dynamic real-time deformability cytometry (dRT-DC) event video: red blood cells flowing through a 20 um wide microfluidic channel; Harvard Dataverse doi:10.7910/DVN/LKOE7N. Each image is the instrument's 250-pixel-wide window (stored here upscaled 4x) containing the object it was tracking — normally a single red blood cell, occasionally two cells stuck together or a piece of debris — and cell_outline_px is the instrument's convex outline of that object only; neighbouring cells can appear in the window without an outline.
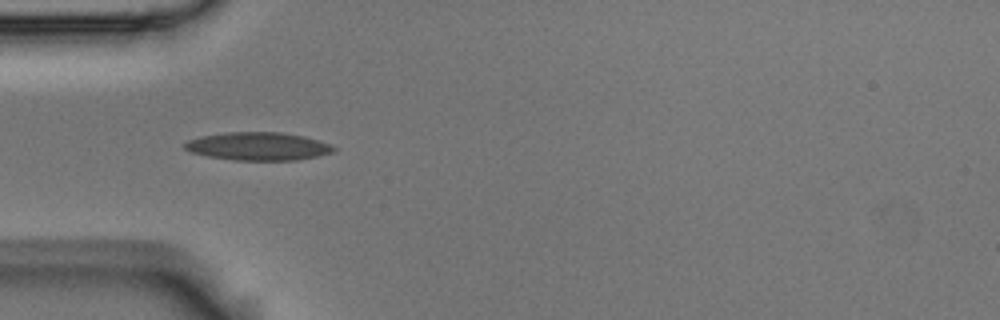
{"species": "Egyptian fruit bat (a non-hibernating species)", "species_latin": "Rousettus aegyptiacus", "temperature_condition": "room temperature", "stored_images_in_passage": 11, "camera_frame_rate_fps": 3000, "um_per_image_px": 0.085, "animal": {"sex": "male"}, "frame": {"image": 1, "passage_image": 1, "time_ms": 0.0, "image_size_px": [1000, 320], "cell_outline_px": [[336, 148], [332, 152], [316, 156], [296, 160], [236, 160], [208, 156], [192, 152], [184, 148], [184, 144], [188, 140], [200, 136], [228, 132], [280, 132], [304, 136], [332, 144]], "centroid_in_image_um": [21.95, 12.43], "position_along_channel_um": 63.1, "area_um2": 24.22}}